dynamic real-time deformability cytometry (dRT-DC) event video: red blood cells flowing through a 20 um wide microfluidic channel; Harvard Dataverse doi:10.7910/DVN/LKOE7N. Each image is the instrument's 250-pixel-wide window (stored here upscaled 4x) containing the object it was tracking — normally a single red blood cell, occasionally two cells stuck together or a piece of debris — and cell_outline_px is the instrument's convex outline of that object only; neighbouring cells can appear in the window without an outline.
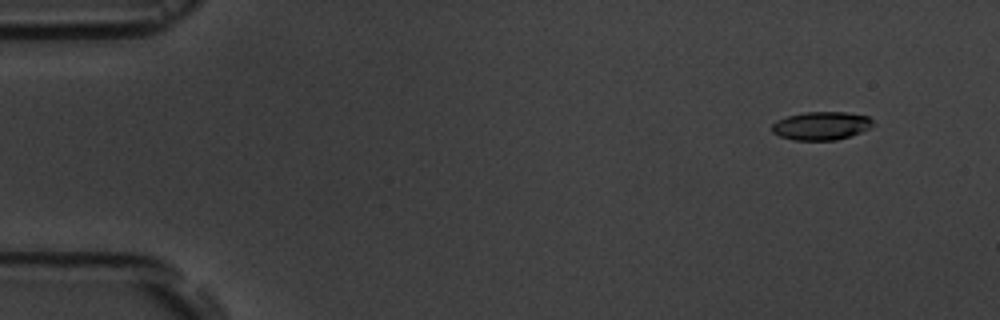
{"species": "common noctule bat (a hibernating species)", "species_latin": "Nyctalus noctula", "temperature_condition": "room temperature", "stored_images_in_passage": 6, "camera_frame_rate_fps": 3000, "um_per_image_px": 0.085, "animal": {"sex": "male", "body_mass_g": 19.5, "forearm_length_mm": 54.6}, "frame": {"image": 1, "passage_image": 2, "time_ms": 1.0, "image_size_px": [1000, 320], "cell_outline_px": [[872, 128], [836, 140], [792, 140], [780, 136], [772, 132], [772, 124], [776, 120], [788, 116], [804, 112], [844, 112], [868, 116], [872, 120]], "centroid_in_image_um": [69.79, 10.69], "position_along_channel_um": 15.2, "area_um2": 16.59}}
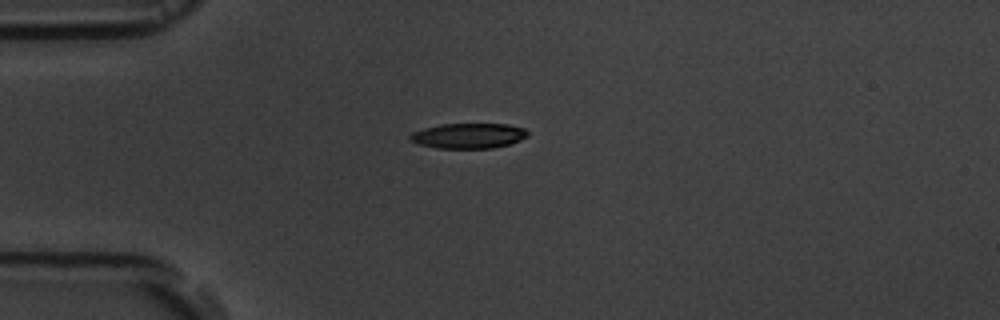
{"frame": {"image": 2, "passage_image": 4, "time_ms": 4.333, "image_size_px": [1000, 320], "cell_outline_px": [[528, 136], [520, 140], [508, 144], [492, 148], [436, 148], [416, 144], [408, 140], [408, 136], [412, 132], [424, 128], [440, 124], [508, 124], [524, 128], [528, 132]], "centroid_in_image_um": [39.77, 11.54], "position_along_channel_um": 45.2, "area_um2": 17.4}}
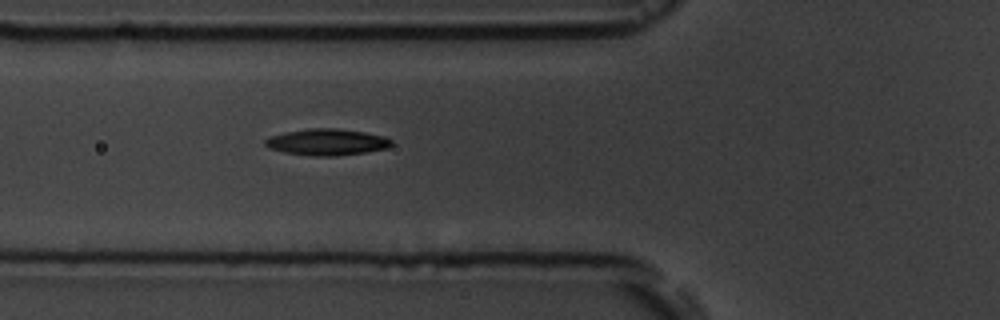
{"frame": {"image": 3, "passage_image": 6, "time_ms": 6.333, "image_size_px": [1000, 320], "cell_outline_px": [[392, 144], [388, 148], [364, 152], [336, 156], [312, 156], [284, 152], [268, 148], [264, 144], [264, 140], [268, 136], [284, 132], [308, 128], [336, 128], [364, 132], [384, 136], [392, 140]], "centroid_in_image_um": [27.75, 12.07], "position_along_channel_um": 98.1, "area_um2": 19.59}}